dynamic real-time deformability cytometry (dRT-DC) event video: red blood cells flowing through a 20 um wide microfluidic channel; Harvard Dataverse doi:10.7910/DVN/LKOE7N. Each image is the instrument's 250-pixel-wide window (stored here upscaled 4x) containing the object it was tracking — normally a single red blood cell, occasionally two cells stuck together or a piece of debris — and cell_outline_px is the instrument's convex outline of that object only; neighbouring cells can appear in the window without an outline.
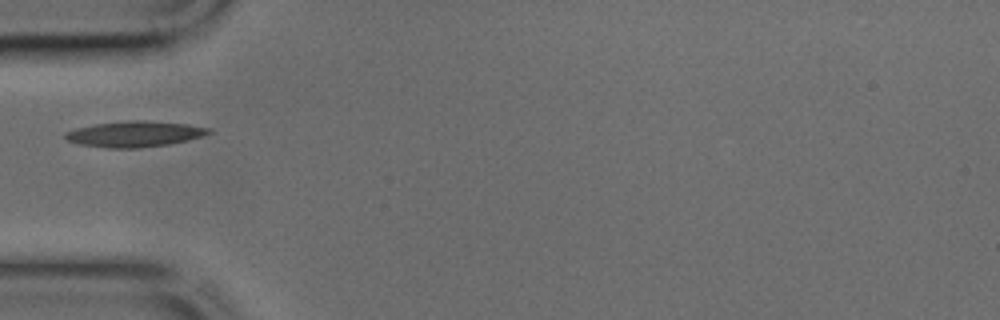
{"species": "common noctule bat (a hibernating species)", "species_latin": "Nyctalus noctula", "temperature_condition": "cold", "stored_images_in_passage": 8, "camera_frame_rate_fps": 3000, "um_per_image_px": 0.085, "animal": {"sex": "male", "body_mass_g": 17.9, "forearm_length_mm": 54.2}, "frame": {"image": 1, "passage_image": 1, "time_ms": 0.0, "image_size_px": [1000, 320], "cell_outline_px": [[212, 132], [188, 140], [168, 144], [140, 148], [108, 148], [80, 144], [68, 140], [64, 136], [64, 132], [76, 128], [96, 124], [128, 120], [140, 120], [188, 124], [212, 128]], "centroid_in_image_um": [11.45, 11.39], "position_along_channel_um": 73.6, "area_um2": 21.44}}